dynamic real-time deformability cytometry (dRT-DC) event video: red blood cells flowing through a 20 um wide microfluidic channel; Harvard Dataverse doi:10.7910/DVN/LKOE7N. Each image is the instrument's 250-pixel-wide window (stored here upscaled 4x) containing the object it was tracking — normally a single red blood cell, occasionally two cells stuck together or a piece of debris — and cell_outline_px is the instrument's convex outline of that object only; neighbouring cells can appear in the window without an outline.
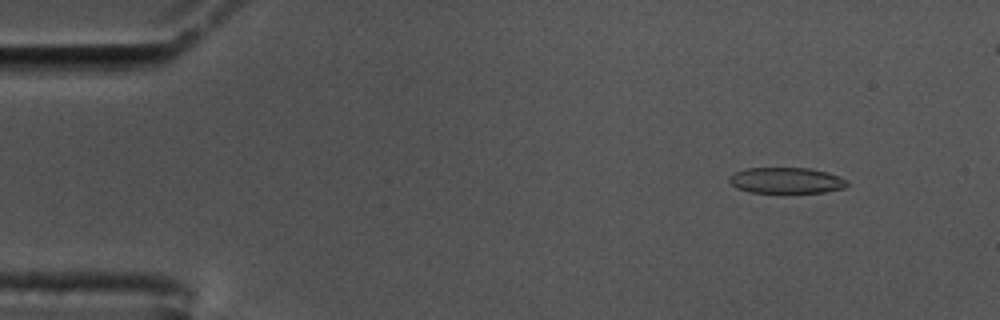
{"species": "common noctule bat (a hibernating species)", "species_latin": "Nyctalus noctula", "temperature_condition": "cold", "stored_images_in_passage": 53, "camera_frame_rate_fps": 3000, "um_per_image_px": 0.085, "animal": {"sex": "male", "body_mass_g": 17.5, "forearm_length_mm": 52.3}, "frame": {"image": 1, "passage_image": 3, "time_ms": 0.667, "image_size_px": [1000, 320], "cell_outline_px": [[848, 184], [844, 188], [824, 192], [784, 196], [748, 192], [736, 188], [728, 180], [728, 176], [744, 168], [808, 168], [828, 172], [840, 176], [848, 180]], "centroid_in_image_um": [66.83, 15.39], "position_along_channel_um": 18.2, "area_um2": 18.96}}
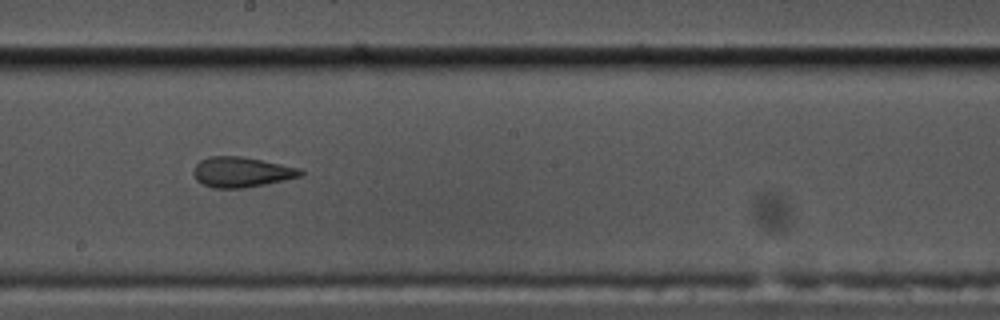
{"frame": {"image": 2, "passage_image": 29, "time_ms": 9.333, "image_size_px": [1000, 320], "cell_outline_px": [[304, 176], [244, 188], [212, 188], [196, 180], [192, 172], [192, 168], [200, 160], [208, 156], [240, 156], [300, 168], [304, 172]], "centroid_in_image_um": [20.5, 14.63], "position_along_channel_um": 227.7, "area_um2": 18.9}}
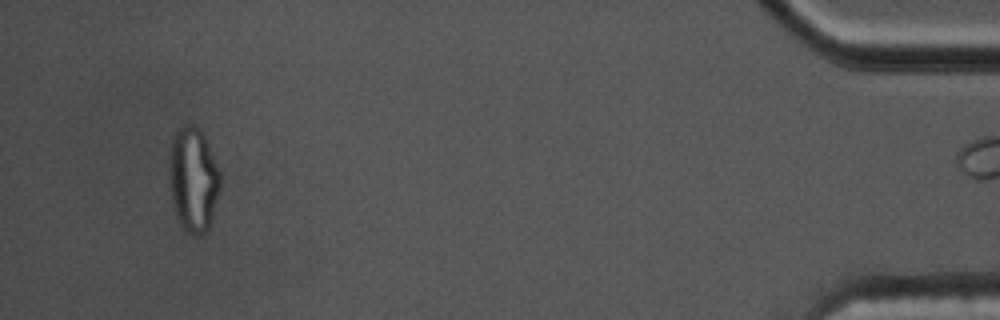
{"frame": {"image": 3, "passage_image": 52, "time_ms": 17.0, "image_size_px": [1000, 320], "cell_outline_px": [[220, 188], [208, 228], [200, 236], [196, 236], [184, 232], [176, 216], [168, 184], [168, 152], [176, 128], [184, 120], [200, 128], [208, 144], [220, 172]], "centroid_in_image_um": [16.37, 15.19], "position_along_channel_um": 418.8, "area_um2": 31.91}}